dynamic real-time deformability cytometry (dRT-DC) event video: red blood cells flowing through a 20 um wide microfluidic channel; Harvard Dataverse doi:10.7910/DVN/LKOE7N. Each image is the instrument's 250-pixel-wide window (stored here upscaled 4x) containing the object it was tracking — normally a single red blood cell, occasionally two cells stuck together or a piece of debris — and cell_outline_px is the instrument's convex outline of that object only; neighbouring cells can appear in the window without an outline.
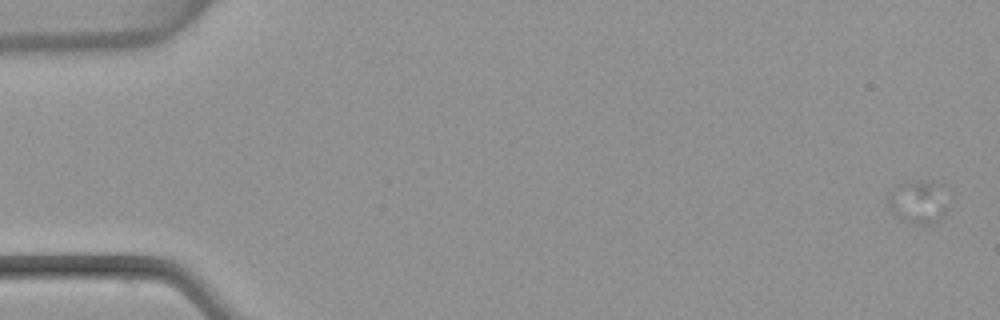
{"species": "common noctule bat (a hibernating species)", "species_latin": "Nyctalus noctula", "temperature_condition": "warm", "stored_images_in_passage": 4, "camera_frame_rate_fps": 3000, "um_per_image_px": 0.085, "animal": {"sex": "female", "body_mass_g": 22.7, "forearm_length_mm": 54.2}, "frame": {"image": 1, "passage_image": 3, "time_ms": 0.667, "image_size_px": [1000, 320], "cell_outline_px": [[944, 212], [940, 216], [928, 224], [920, 224], [892, 216], [888, 204], [888, 196], [892, 188], [900, 184], [944, 208]], "centroid_in_image_um": [77.57, 17.52], "position_along_channel_um": 7.4, "area_um2": 10.17}}